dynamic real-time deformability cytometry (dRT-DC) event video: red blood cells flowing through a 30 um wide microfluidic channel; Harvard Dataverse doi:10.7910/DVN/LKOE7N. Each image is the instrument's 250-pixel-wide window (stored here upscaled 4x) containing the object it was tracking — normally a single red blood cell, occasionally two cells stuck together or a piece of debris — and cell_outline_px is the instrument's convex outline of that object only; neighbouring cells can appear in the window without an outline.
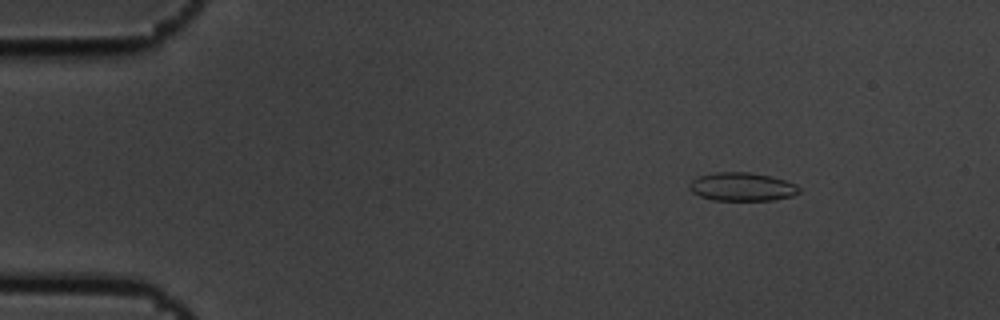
{"species": "common noctule bat (a hibernating species)", "species_latin": "Nyctalus noctula", "temperature_condition": "cold", "stored_images_in_passage": 6, "camera_frame_rate_fps": 3000, "um_per_image_px": 0.085, "animal": {"sex": "male", "body_mass_g": 19.5, "forearm_length_mm": 54.6}, "frame": {"image": 1, "passage_image": 1, "time_ms": 0.0, "image_size_px": [1000, 320], "cell_outline_px": [[800, 192], [792, 196], [772, 200], [712, 200], [700, 196], [692, 192], [688, 188], [688, 184], [692, 180], [700, 176], [716, 172], [752, 172], [772, 176], [796, 184], [800, 188]], "centroid_in_image_um": [63.07, 15.87], "position_along_channel_um": 21.9, "area_um2": 18.26}}
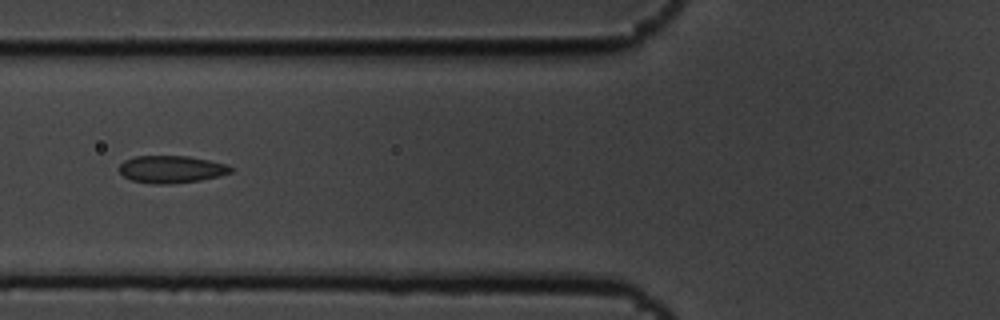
{"frame": {"image": 2, "passage_image": 5, "time_ms": 1.333, "image_size_px": [1000, 320], "cell_outline_px": [[232, 172], [220, 176], [200, 180], [172, 184], [156, 184], [132, 180], [124, 176], [120, 172], [120, 164], [124, 160], [136, 156], [188, 156], [228, 164], [232, 168]], "centroid_in_image_um": [14.59, 14.39], "position_along_channel_um": 111.2, "area_um2": 17.74}}
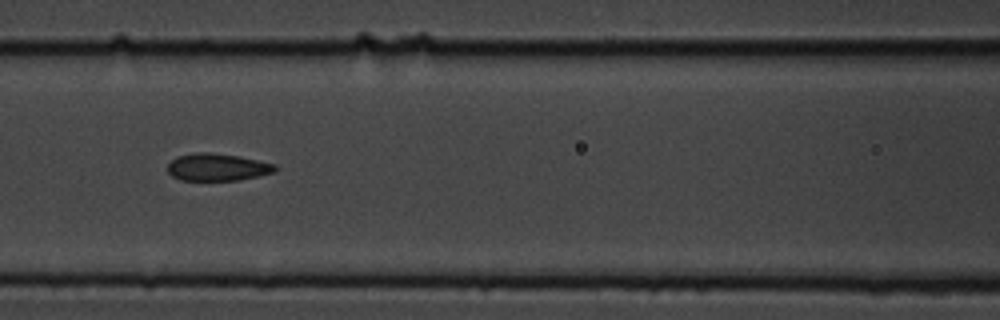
{"frame": {"image": 3, "passage_image": 6, "time_ms": 1.667, "image_size_px": [1000, 320], "cell_outline_px": [[276, 172], [240, 180], [180, 180], [172, 176], [168, 172], [168, 164], [176, 156], [196, 152], [208, 152], [240, 156], [276, 164]], "centroid_in_image_um": [18.48, 14.2], "position_along_channel_um": 148.1, "area_um2": 17.22}}